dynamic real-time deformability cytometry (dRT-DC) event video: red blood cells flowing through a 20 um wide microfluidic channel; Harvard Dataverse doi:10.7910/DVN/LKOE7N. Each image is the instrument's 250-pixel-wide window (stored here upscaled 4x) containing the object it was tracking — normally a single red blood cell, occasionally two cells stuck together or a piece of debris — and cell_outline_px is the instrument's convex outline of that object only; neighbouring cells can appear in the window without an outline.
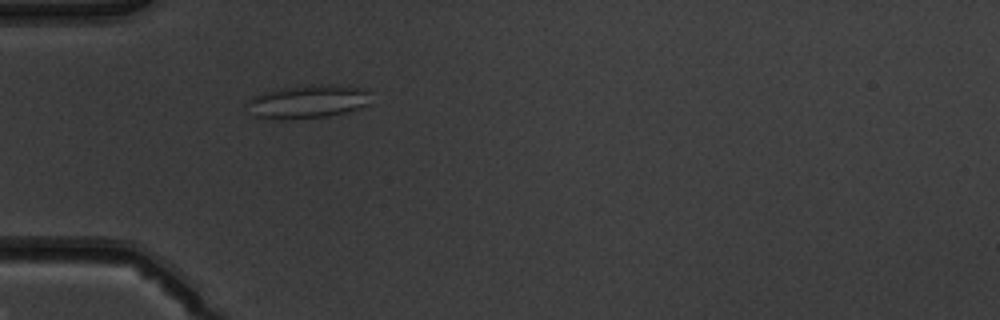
{"species": "common noctule bat (a hibernating species)", "species_latin": "Nyctalus noctula", "temperature_condition": "warm", "stored_images_in_passage": 32, "camera_frame_rate_fps": 3000, "um_per_image_px": 0.085, "animal": {"sex": "male", "body_mass_g": 19.5, "forearm_length_mm": 54.6}, "frame": {"image": 1, "passage_image": 1, "time_ms": 0.0, "image_size_px": [1000, 320], "cell_outline_px": [[368, 104], [344, 112], [328, 116], [252, 116], [244, 104], [252, 96], [260, 92], [280, 88], [320, 84], [360, 88], [368, 92]], "centroid_in_image_um": [26.08, 8.58], "position_along_channel_um": 58.9, "area_um2": 22.83}}
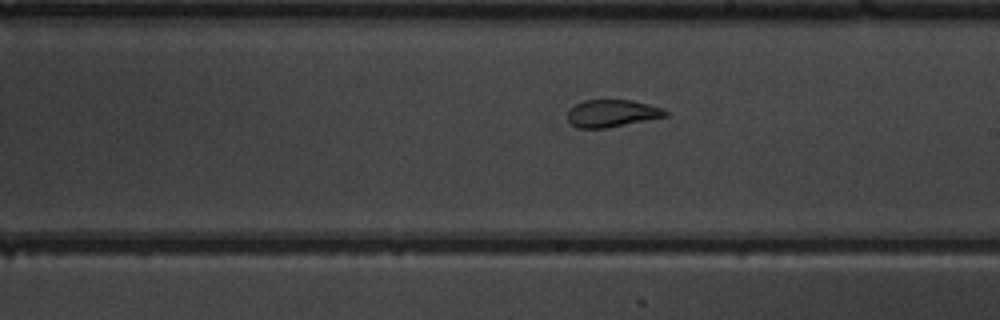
{"frame": {"image": 2, "passage_image": 15, "time_ms": 4.667, "image_size_px": [1000, 320], "cell_outline_px": [[668, 116], [608, 128], [576, 128], [568, 120], [568, 112], [576, 104], [584, 100], [632, 100], [648, 104], [660, 108], [668, 112]], "centroid_in_image_um": [52.02, 9.64], "position_along_channel_um": 237.0, "area_um2": 15.49}}
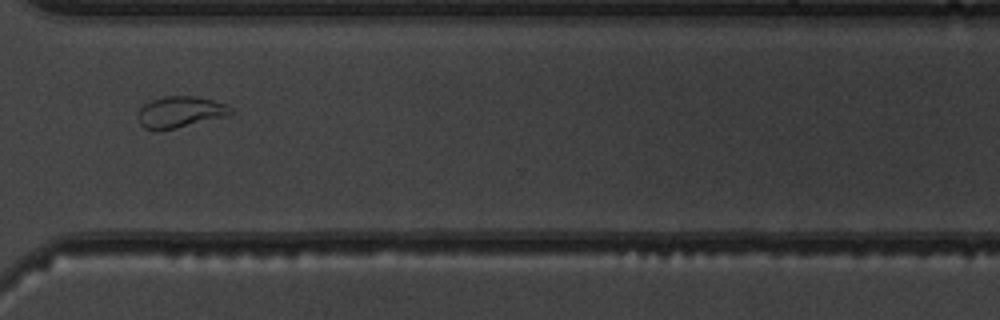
{"frame": {"image": 3, "passage_image": 24, "time_ms": 7.667, "image_size_px": [1000, 320], "cell_outline_px": [[236, 112], [228, 116], [176, 128], [144, 128], [140, 124], [136, 116], [140, 108], [144, 104], [152, 100], [164, 96], [196, 96], [212, 100], [224, 104], [232, 108]], "centroid_in_image_um": [15.35, 9.5], "position_along_channel_um": 355.3, "area_um2": 16.76}, "authors_computed_cell_mechanics": {"area_um2": 16.8198, "velocity_mm_per_s": 3.9386, "shape_relaxation_time_tau1_ms": null, "shape_relaxation_time_tau2_ms": 1.2895, "deformation_change_tau1": null, "deformation_change_tau2": 0.0785}}